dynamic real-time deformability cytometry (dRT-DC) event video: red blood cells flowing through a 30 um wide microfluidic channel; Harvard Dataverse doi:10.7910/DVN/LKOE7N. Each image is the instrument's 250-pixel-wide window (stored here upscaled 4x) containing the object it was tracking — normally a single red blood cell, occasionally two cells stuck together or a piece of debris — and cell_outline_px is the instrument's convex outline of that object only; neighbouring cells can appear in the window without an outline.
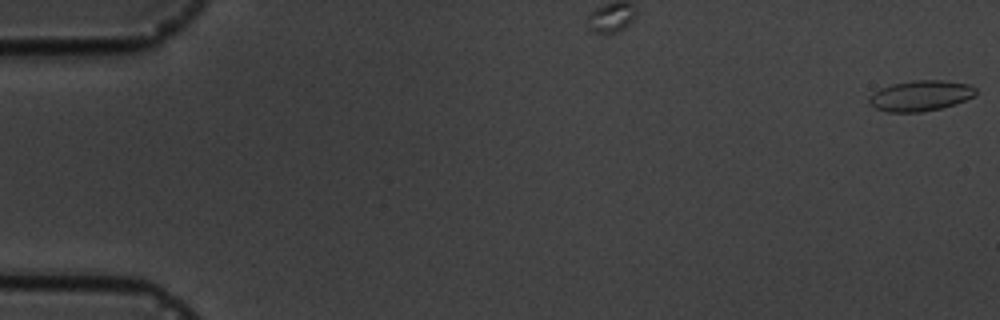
{"species": "common noctule bat (a hibernating species)", "species_latin": "Nyctalus noctula", "temperature_condition": "cold", "stored_images_in_passage": 4, "camera_frame_rate_fps": 3000, "um_per_image_px": 0.085, "animal": {"sex": "male", "body_mass_g": 19.5, "forearm_length_mm": 54.6}, "frame": {"image": 1, "passage_image": 1, "time_ms": 0.0, "image_size_px": [1000, 320], "cell_outline_px": [[976, 92], [972, 96], [956, 104], [940, 108], [920, 112], [888, 112], [876, 108], [868, 104], [868, 96], [880, 88], [892, 84], [912, 80], [940, 80], [972, 84], [976, 88]], "centroid_in_image_um": [78.22, 8.13], "position_along_channel_um": 6.8, "area_um2": 19.07}}